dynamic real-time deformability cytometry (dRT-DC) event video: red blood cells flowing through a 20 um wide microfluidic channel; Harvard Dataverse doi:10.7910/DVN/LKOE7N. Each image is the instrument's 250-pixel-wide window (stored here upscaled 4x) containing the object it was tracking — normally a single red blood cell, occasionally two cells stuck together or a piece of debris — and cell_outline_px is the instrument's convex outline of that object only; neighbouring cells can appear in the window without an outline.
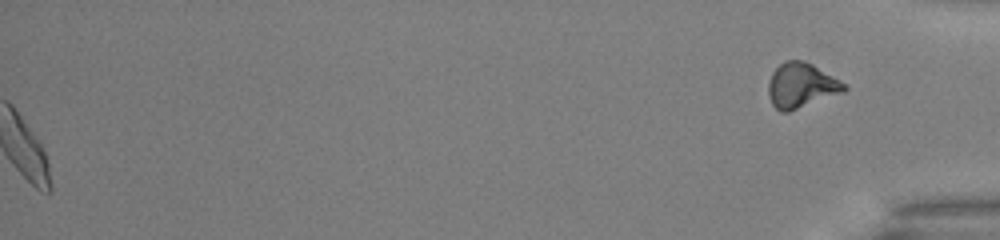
{"species": "common noctule bat (a hibernating species)", "species_latin": "Nyctalus noctula", "temperature_condition": "warm", "stored_images_in_passage": 42, "segment_of_instrument_passage": [2, 2], "camera_frame_rate_fps": 3000, "um_per_image_px": 0.085, "animal": {"sex": "male", "body_mass_g": 13.0, "forearm_length_mm": 53.1}, "frame": {"image": 1, "passage_image": 42, "time_ms": 13.667, "image_size_px": [1000, 240], "cell_outline_px": [[848, 88], [844, 92], [788, 112], [780, 112], [772, 104], [768, 96], [768, 80], [772, 72], [784, 60], [804, 60], [812, 64], [840, 80]], "centroid_in_image_um": [68.08, 7.26], "position_along_channel_um": 367.1, "area_um2": 19.88}}